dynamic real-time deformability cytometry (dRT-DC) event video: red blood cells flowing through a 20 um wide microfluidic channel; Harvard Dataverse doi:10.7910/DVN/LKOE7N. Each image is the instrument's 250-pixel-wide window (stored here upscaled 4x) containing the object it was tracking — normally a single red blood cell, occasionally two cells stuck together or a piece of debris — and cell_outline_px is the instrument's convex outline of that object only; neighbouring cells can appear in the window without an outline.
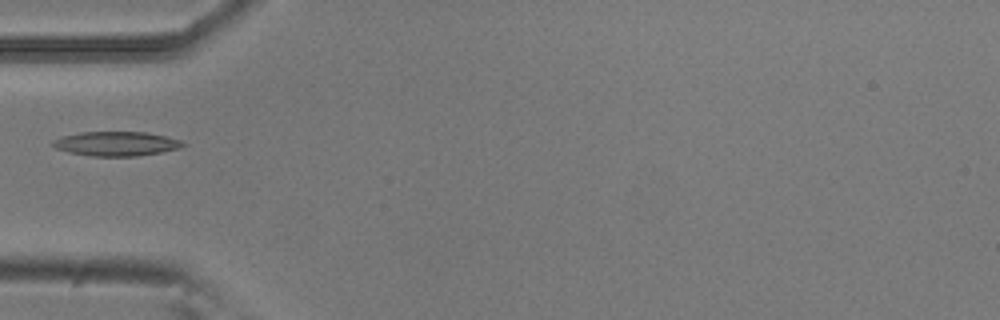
{"species": "common noctule bat (a hibernating species)", "species_latin": "Nyctalus noctula", "temperature_condition": "room temperature", "stored_images_in_passage": 2, "camera_frame_rate_fps": 3000, "um_per_image_px": 0.085, "animal": {"sex": "male", "body_mass_g": 20.5, "forearm_length_mm": 52.5}, "frame": {"image": 1, "passage_image": 1, "time_ms": 0.0, "image_size_px": [1000, 320], "cell_outline_px": [[188, 144], [180, 148], [160, 152], [136, 156], [92, 156], [68, 152], [56, 148], [52, 144], [52, 140], [60, 136], [80, 132], [148, 132], [180, 140]], "centroid_in_image_um": [9.87, 12.21], "position_along_channel_um": 75.1, "area_um2": 18.5}}
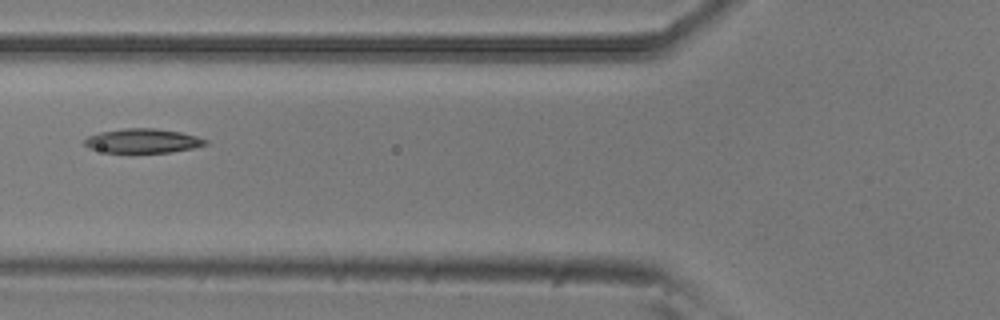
{"frame": {"image": 2, "passage_image": 2, "time_ms": 0.333, "image_size_px": [1000, 320], "cell_outline_px": [[208, 144], [192, 148], [168, 152], [104, 152], [88, 148], [84, 144], [84, 140], [88, 136], [100, 132], [124, 128], [156, 128], [180, 132], [196, 136], [208, 140]], "centroid_in_image_um": [12.12, 11.96], "position_along_channel_um": 113.7, "area_um2": 16.99}}